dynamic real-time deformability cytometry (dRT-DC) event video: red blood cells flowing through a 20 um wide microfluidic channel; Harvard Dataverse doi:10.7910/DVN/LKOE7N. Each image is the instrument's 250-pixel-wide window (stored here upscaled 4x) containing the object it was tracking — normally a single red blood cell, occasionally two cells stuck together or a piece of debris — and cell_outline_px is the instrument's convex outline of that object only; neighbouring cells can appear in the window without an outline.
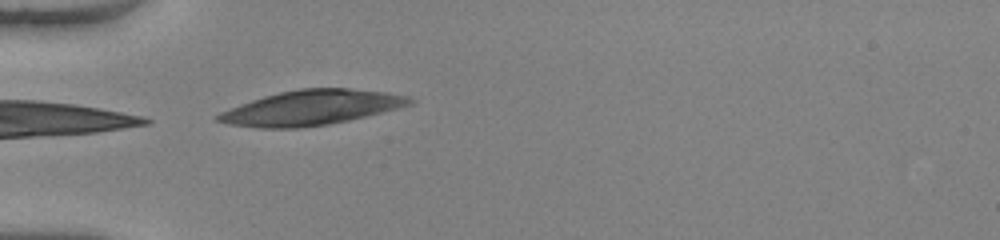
{"species": "human", "species_latin": "Homo sapiens", "temperature_condition": "warm", "stored_images_in_passage": 35, "camera_frame_rate_fps": 3000, "um_per_image_px": 0.085, "donor": {"sex": "female"}, "frame": {"image": 1, "passage_image": 1, "time_ms": 0.0, "image_size_px": [1000, 240], "cell_outline_px": [[412, 104], [400, 108], [348, 120], [328, 124], [300, 128], [260, 128], [228, 124], [216, 120], [216, 116], [220, 112], [240, 104], [264, 96], [280, 92], [300, 88], [348, 88], [384, 92], [408, 96], [412, 100]], "centroid_in_image_um": [26.45, 9.15], "position_along_channel_um": 58.6, "area_um2": 38.67}}
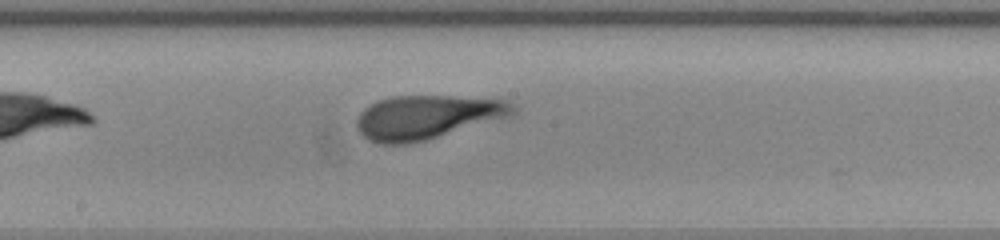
{"frame": {"image": 2, "passage_image": 13, "time_ms": 4.0, "image_size_px": [1000, 240], "cell_outline_px": [[520, 108], [512, 116], [424, 140], [408, 144], [380, 144], [368, 140], [356, 128], [356, 116], [364, 108], [376, 100], [392, 96], [452, 96], [508, 100]], "centroid_in_image_um": [36.3, 9.94], "position_along_channel_um": 211.9, "area_um2": 40.23}}
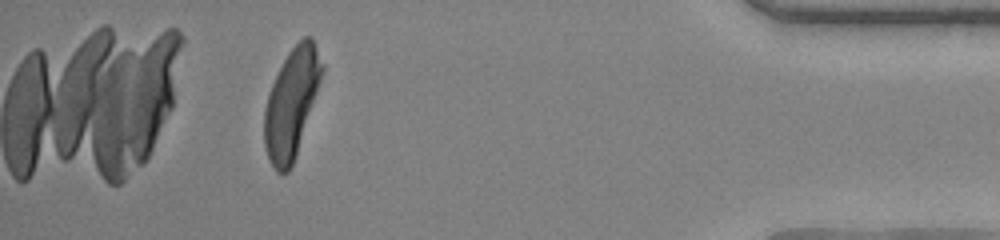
{"frame": {"image": 3, "passage_image": 31, "time_ms": 10.0, "image_size_px": [1000, 240], "cell_outline_px": [[324, 68], [296, 156], [288, 172], [276, 172], [268, 160], [264, 144], [264, 108], [272, 84], [288, 52], [304, 36], [312, 36], [324, 64]], "centroid_in_image_um": [24.77, 8.76], "position_along_channel_um": 410.4, "area_um2": 36.13}, "authors_computed_cell_mechanics": {"area_um2": 38.8416, "velocity_mm_per_s": 4.0811, "shape_relaxation_time_tau1_ms": 2.8583, "shape_relaxation_time_tau2_ms": 1.4482, "deformation_change_tau1": 0.1573, "deformation_change_tau2": 0.0837}}